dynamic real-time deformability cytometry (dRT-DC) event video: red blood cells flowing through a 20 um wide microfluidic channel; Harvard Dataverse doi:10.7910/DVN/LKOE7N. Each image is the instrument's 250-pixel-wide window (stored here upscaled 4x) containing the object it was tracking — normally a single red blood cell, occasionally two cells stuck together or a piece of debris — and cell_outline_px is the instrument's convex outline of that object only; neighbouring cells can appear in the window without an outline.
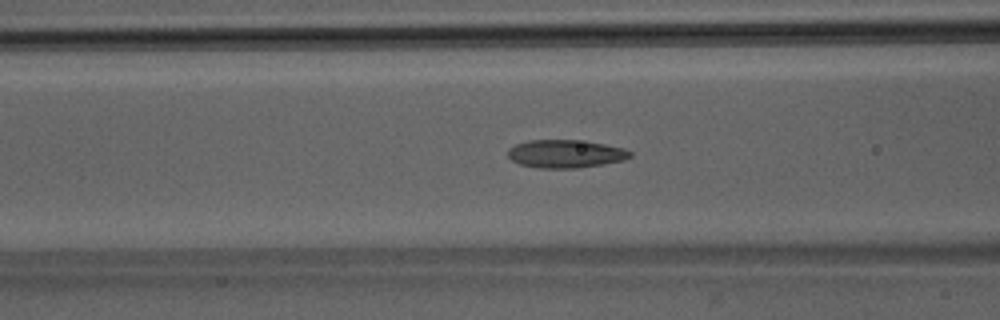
{"species": "Egyptian fruit bat (a non-hibernating species)", "species_latin": "Rousettus aegyptiacus", "temperature_condition": "room temperature", "stored_images_in_passage": 44, "camera_frame_rate_fps": 3000, "um_per_image_px": 0.085, "animal": {"sex": "male"}, "frame": {"image": 1, "passage_image": 14, "time_ms": 4.333, "image_size_px": [1000, 320], "cell_outline_px": [[632, 156], [624, 160], [604, 164], [580, 168], [540, 168], [520, 164], [512, 160], [508, 156], [508, 148], [516, 144], [528, 140], [576, 140], [604, 144], [624, 148], [632, 152]], "centroid_in_image_um": [48.08, 13.08], "position_along_channel_um": 118.5, "area_um2": 20.0}}
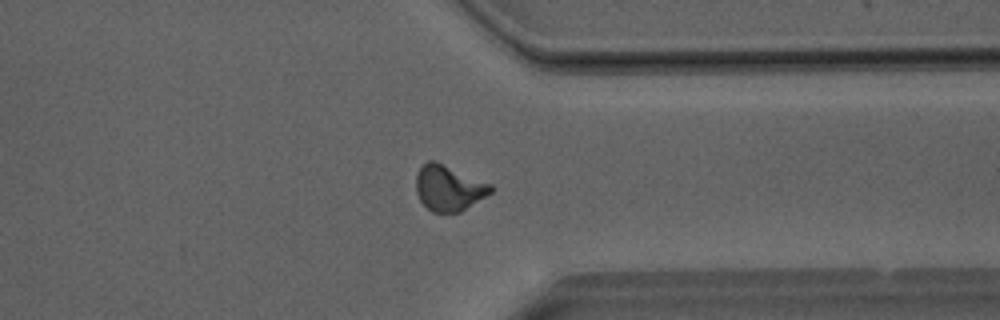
{"frame": {"image": 2, "passage_image": 33, "time_ms": 10.667, "image_size_px": [1000, 320], "cell_outline_px": [[492, 192], [460, 212], [432, 212], [420, 200], [416, 192], [416, 176], [420, 168], [428, 160], [432, 160], [492, 184]], "centroid_in_image_um": [38.13, 15.99], "position_along_channel_um": 373.3, "area_um2": 19.48}}
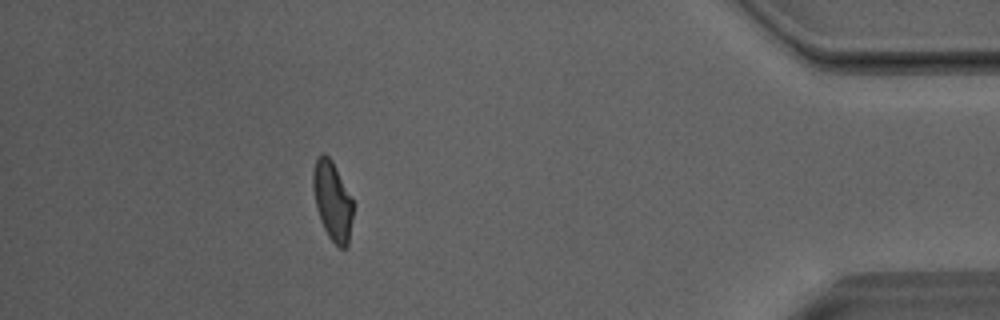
{"frame": {"image": 3, "passage_image": 39, "time_ms": 12.667, "image_size_px": [1000, 320], "cell_outline_px": [[352, 216], [348, 244], [344, 248], [340, 248], [328, 236], [320, 220], [316, 208], [312, 188], [312, 172], [316, 160], [320, 152], [324, 152], [332, 160], [352, 200]], "centroid_in_image_um": [28.22, 17.04], "position_along_channel_um": 407.0, "area_um2": 18.26}, "authors_computed_cell_mechanics": {"area_um2": 19.2185, "velocity_mm_per_s": 4.0614, "shape_relaxation_time_tau1_ms": 5.8071, "shape_relaxation_time_tau2_ms": 1.3103, "deformation_change_tau1": 0.1895, "deformation_change_tau2": 0.0873}}